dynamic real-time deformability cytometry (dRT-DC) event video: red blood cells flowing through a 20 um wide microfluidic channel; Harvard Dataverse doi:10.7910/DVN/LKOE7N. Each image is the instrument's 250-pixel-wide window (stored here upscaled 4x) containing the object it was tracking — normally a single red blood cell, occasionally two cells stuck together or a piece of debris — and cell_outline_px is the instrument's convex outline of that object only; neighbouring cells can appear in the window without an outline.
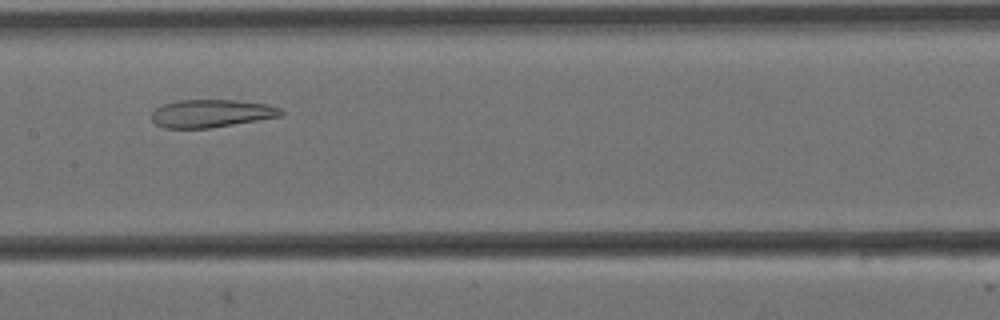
{"species": "Egyptian fruit bat (a non-hibernating species)", "species_latin": "Rousettus aegyptiacus", "temperature_condition": "cold", "stored_images_in_passage": 9, "camera_frame_rate_fps": 3000, "um_per_image_px": 0.085, "animal": {"sex": "female"}, "frame": {"image": 1, "passage_image": 6, "time_ms": 1.667, "image_size_px": [1000, 320], "cell_outline_px": [[284, 116], [208, 128], [164, 128], [156, 124], [152, 120], [152, 112], [156, 108], [164, 104], [180, 100], [236, 100], [268, 104], [280, 108], [284, 112]], "centroid_in_image_um": [17.99, 9.64], "position_along_channel_um": 189.4, "area_um2": 20.98}}
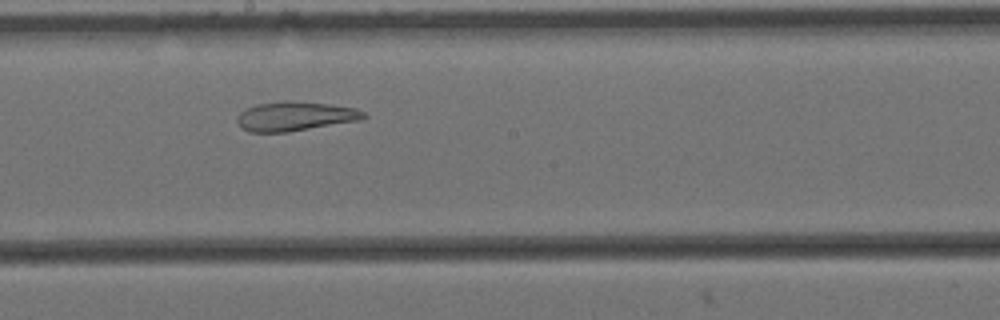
{"frame": {"image": 2, "passage_image": 7, "time_ms": 2.0, "image_size_px": [1000, 320], "cell_outline_px": [[368, 116], [364, 120], [288, 132], [248, 132], [240, 128], [236, 120], [236, 116], [240, 112], [256, 104], [328, 104], [356, 108], [364, 112]], "centroid_in_image_um": [25.11, 9.95], "position_along_channel_um": 223.1, "area_um2": 20.87}}
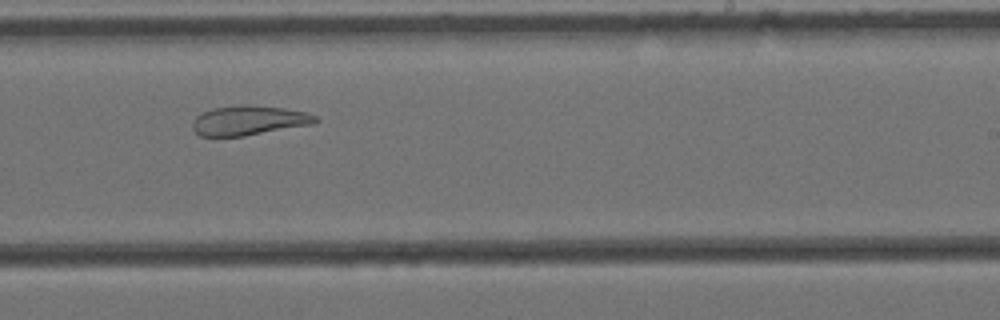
{"frame": {"image": 3, "passage_image": 8, "time_ms": 2.333, "image_size_px": [1000, 320], "cell_outline_px": [[320, 120], [312, 124], [244, 136], [200, 136], [192, 128], [192, 124], [196, 116], [212, 108], [240, 104], [252, 104], [284, 108], [308, 112], [316, 116]], "centroid_in_image_um": [21.16, 10.22], "position_along_channel_um": 267.8, "area_um2": 21.33}}